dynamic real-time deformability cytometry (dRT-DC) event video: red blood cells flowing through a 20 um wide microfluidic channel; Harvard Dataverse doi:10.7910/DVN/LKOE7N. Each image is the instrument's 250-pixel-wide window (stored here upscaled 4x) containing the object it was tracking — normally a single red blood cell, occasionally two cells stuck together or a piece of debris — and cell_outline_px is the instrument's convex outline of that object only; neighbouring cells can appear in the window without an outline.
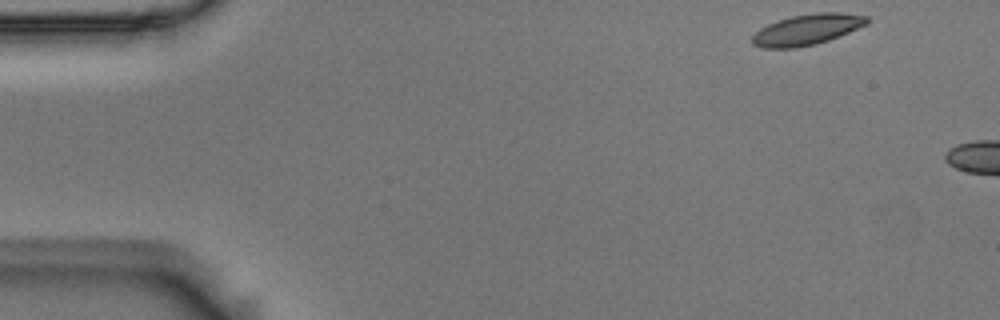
{"species": "Egyptian fruit bat (a non-hibernating species)", "species_latin": "Rousettus aegyptiacus", "temperature_condition": "room temperature", "stored_images_in_passage": 4, "camera_frame_rate_fps": 3000, "um_per_image_px": 0.085, "animal": {"sex": "male"}, "frame": {"image": 1, "passage_image": 1, "time_ms": 0.0, "image_size_px": [1000, 320], "cell_outline_px": [[868, 24], [828, 40], [816, 44], [796, 48], [760, 48], [752, 44], [752, 36], [760, 28], [776, 20], [792, 16], [816, 12], [840, 12], [868, 16]], "centroid_in_image_um": [68.58, 2.51], "position_along_channel_um": 16.4, "area_um2": 20.63}}